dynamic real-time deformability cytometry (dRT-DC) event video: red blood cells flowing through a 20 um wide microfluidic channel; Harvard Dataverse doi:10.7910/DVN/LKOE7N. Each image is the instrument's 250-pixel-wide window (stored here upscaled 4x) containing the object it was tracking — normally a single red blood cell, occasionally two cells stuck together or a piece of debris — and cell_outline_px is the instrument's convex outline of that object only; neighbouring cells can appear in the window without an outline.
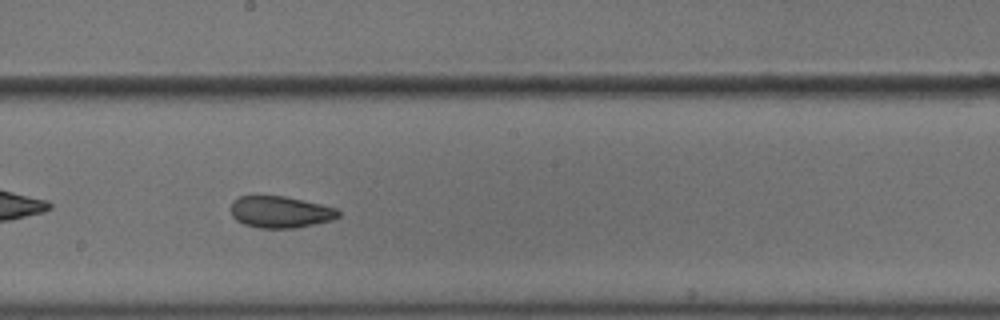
{"species": "common noctule bat (a hibernating species)", "species_latin": "Nyctalus noctula", "temperature_condition": "cold", "stored_images_in_passage": 34, "camera_frame_rate_fps": 3000, "um_per_image_px": 0.085, "animal": {"sex": "male", "body_mass_g": 18.8}, "frame": {"image": 1, "passage_image": 15, "time_ms": 4.667, "image_size_px": [1000, 320], "cell_outline_px": [[340, 216], [332, 220], [296, 228], [260, 228], [244, 224], [236, 220], [232, 216], [232, 200], [240, 196], [284, 196], [320, 204], [336, 208], [340, 212]], "centroid_in_image_um": [23.83, 18.02], "position_along_channel_um": 224.4, "area_um2": 19.77}}